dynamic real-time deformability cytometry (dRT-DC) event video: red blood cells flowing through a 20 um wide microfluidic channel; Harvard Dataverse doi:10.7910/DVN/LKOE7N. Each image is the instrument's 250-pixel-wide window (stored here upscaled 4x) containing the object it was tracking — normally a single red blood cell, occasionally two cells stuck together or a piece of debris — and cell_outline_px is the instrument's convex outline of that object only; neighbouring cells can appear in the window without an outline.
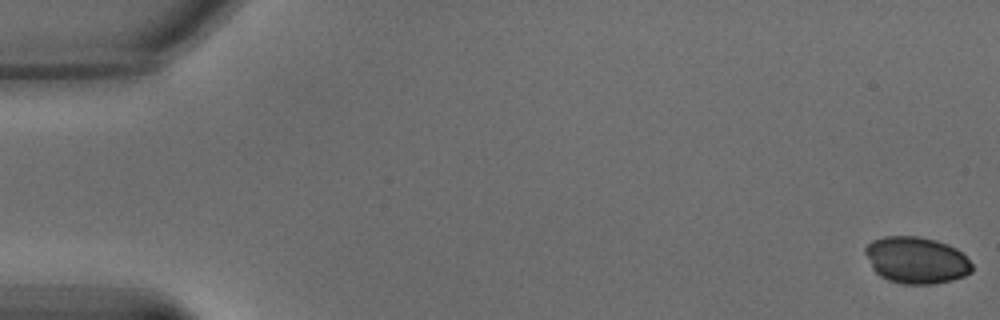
{"species": "common noctule bat (a hibernating species)", "species_latin": "Nyctalus noctula", "temperature_condition": "warm", "stored_images_in_passage": 64, "camera_frame_rate_fps": 3000, "um_per_image_px": 0.085, "animal": {"sex": "male", "body_mass_g": 15.6}, "frame": {"image": 1, "passage_image": 1, "time_ms": 0.0, "image_size_px": [1000, 320], "cell_outline_px": [[972, 272], [964, 276], [952, 280], [932, 284], [904, 284], [888, 280], [880, 276], [872, 268], [864, 252], [864, 248], [872, 240], [884, 236], [916, 236], [936, 240], [948, 244], [956, 248], [972, 264]], "centroid_in_image_um": [77.87, 22.11], "position_along_channel_um": 7.1, "area_um2": 29.07}}
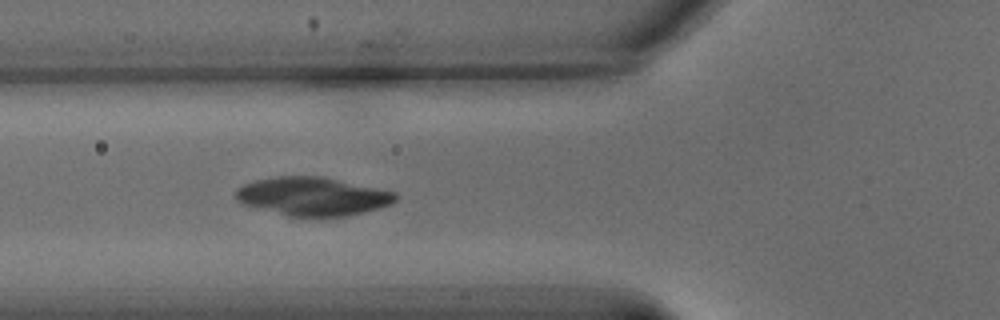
{"frame": {"image": 2, "passage_image": 24, "time_ms": 7.667, "image_size_px": [1000, 320], "cell_outline_px": [[400, 196], [392, 204], [380, 208], [348, 216], [288, 216], [240, 204], [236, 200], [236, 188], [244, 184], [256, 180], [276, 176], [320, 176], [396, 192]], "centroid_in_image_um": [26.57, 16.69], "position_along_channel_um": 99.2, "area_um2": 35.89}}
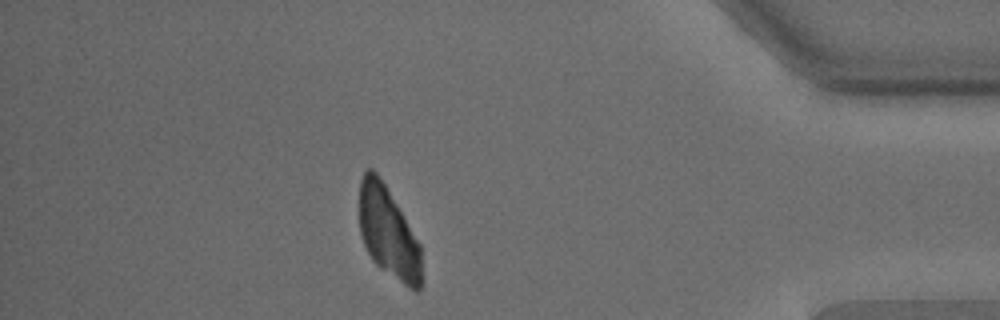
{"frame": {"image": 3, "passage_image": 56, "time_ms": 18.333, "image_size_px": [1000, 320], "cell_outline_px": [[424, 280], [420, 288], [416, 292], [380, 268], [372, 260], [364, 244], [360, 232], [360, 180], [364, 172], [368, 168], [372, 168], [376, 172], [384, 184], [420, 244]], "centroid_in_image_um": [33.03, 19.82], "position_along_channel_um": 402.2, "area_um2": 32.83}}